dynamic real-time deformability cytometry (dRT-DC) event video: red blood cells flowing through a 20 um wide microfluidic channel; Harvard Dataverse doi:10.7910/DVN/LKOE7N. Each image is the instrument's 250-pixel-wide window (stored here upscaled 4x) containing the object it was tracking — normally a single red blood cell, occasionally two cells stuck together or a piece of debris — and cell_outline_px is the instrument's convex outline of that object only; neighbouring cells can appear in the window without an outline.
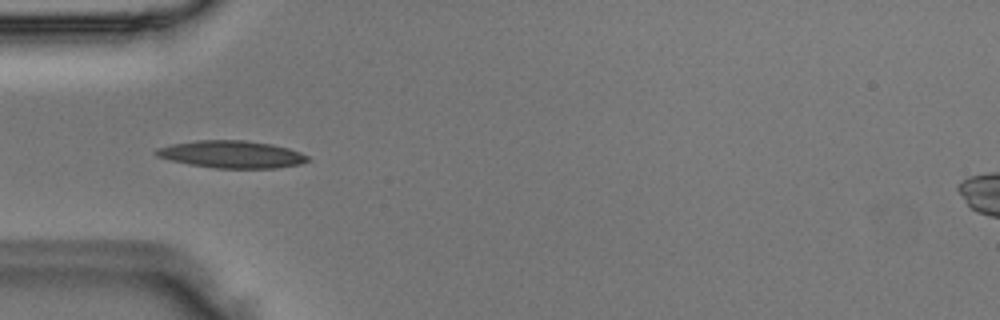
{"species": "Egyptian fruit bat (a non-hibernating species)", "species_latin": "Rousettus aegyptiacus", "temperature_condition": "room temperature", "stored_images_in_passage": 14, "camera_frame_rate_fps": 3000, "um_per_image_px": 0.085, "animal": {"sex": "male"}, "frame": {"image": 1, "passage_image": 3, "time_ms": 0.667, "image_size_px": [1000, 320], "cell_outline_px": [[312, 160], [300, 164], [276, 168], [216, 168], [188, 164], [156, 156], [152, 152], [156, 148], [172, 144], [196, 140], [244, 140], [272, 144], [288, 148], [300, 152], [308, 156]], "centroid_in_image_um": [19.69, 13.12], "position_along_channel_um": 65.3, "area_um2": 24.22}}